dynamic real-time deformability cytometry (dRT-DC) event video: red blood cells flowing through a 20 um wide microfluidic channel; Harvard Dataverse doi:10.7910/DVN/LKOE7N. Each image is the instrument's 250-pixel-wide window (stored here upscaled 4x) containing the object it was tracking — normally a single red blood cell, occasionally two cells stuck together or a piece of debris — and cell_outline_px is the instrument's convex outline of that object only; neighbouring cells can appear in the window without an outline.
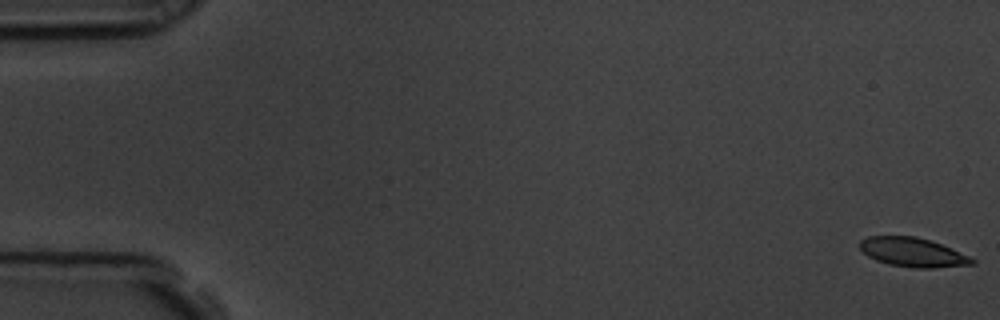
{"species": "common noctule bat (a hibernating species)", "species_latin": "Nyctalus noctula", "temperature_condition": "room temperature", "stored_images_in_passage": 58, "camera_frame_rate_fps": 3000, "um_per_image_px": 0.085, "animal": {"sex": "male", "body_mass_g": 19.5, "forearm_length_mm": 54.6}, "frame": {"image": 1, "passage_image": 1, "time_ms": 0.0, "image_size_px": [1000, 320], "cell_outline_px": [[976, 264], [932, 268], [916, 268], [888, 264], [876, 260], [868, 256], [860, 248], [860, 240], [868, 236], [916, 236], [940, 244], [968, 256], [976, 260]], "centroid_in_image_um": [77.57, 21.45], "position_along_channel_um": 7.4, "area_um2": 18.84}}
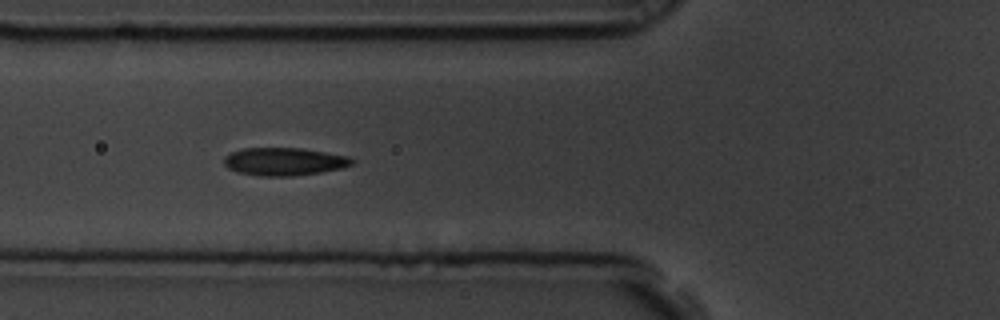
{"frame": {"image": 2, "passage_image": 22, "time_ms": 7.0, "image_size_px": [1000, 320], "cell_outline_px": [[356, 160], [352, 164], [344, 168], [320, 172], [292, 176], [260, 176], [236, 172], [228, 168], [224, 164], [224, 156], [232, 152], [244, 148], [304, 148], [348, 156]], "centroid_in_image_um": [24.17, 13.73], "position_along_channel_um": 101.6, "area_um2": 20.92}}
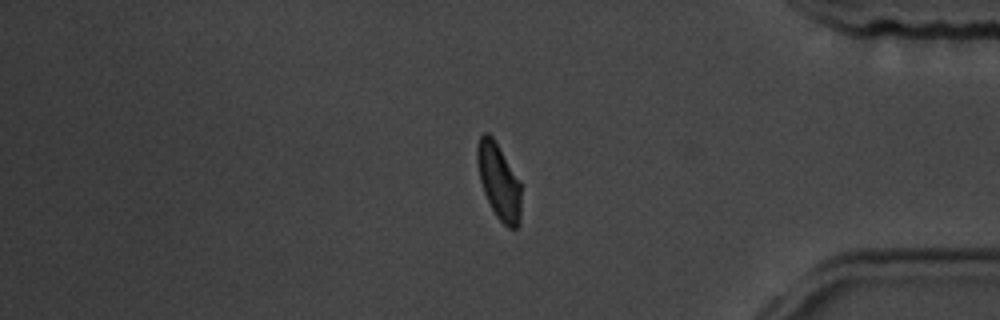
{"frame": {"image": 3, "passage_image": 49, "time_ms": 16.0, "image_size_px": [1000, 320], "cell_outline_px": [[520, 224], [516, 228], [508, 228], [496, 216], [484, 192], [480, 180], [476, 164], [476, 148], [480, 136], [484, 132], [488, 132], [492, 136], [520, 180]], "centroid_in_image_um": [42.39, 15.4], "position_along_channel_um": 392.8, "area_um2": 19.36}, "authors_computed_cell_mechanics": {"area_um2": 20.2011, "velocity_mm_per_s": 3.514, "shape_relaxation_time_tau1_ms": 4.129, "shape_relaxation_time_tau2_ms": 1.3525, "deformation_change_tau1": 0.1218, "deformation_change_tau2": 0.0525}}